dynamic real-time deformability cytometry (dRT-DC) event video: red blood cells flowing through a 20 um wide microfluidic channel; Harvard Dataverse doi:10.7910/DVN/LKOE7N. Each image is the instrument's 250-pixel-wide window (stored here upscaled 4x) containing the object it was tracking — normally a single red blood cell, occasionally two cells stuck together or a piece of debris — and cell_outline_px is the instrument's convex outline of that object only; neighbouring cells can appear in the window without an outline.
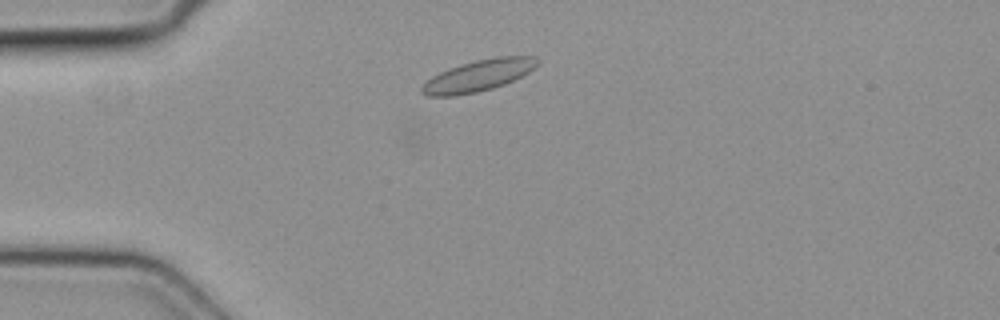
{"species": "common noctule bat (a hibernating species)", "species_latin": "Nyctalus noctula", "temperature_condition": "cold", "stored_images_in_passage": 2, "camera_frame_rate_fps": 3000, "um_per_image_px": 0.085, "animal": {"sex": "female", "body_mass_g": 19.3, "forearm_length_mm": 54.1}, "frame": {"image": 1, "passage_image": 2, "time_ms": 0.333, "image_size_px": [1000, 320], "cell_outline_px": [[540, 60], [528, 72], [504, 84], [492, 88], [476, 92], [452, 96], [428, 96], [420, 92], [420, 88], [432, 76], [448, 68], [460, 64], [476, 60], [496, 56], [536, 56]], "centroid_in_image_um": [40.63, 6.42], "position_along_channel_um": 44.4, "area_um2": 20.92}}